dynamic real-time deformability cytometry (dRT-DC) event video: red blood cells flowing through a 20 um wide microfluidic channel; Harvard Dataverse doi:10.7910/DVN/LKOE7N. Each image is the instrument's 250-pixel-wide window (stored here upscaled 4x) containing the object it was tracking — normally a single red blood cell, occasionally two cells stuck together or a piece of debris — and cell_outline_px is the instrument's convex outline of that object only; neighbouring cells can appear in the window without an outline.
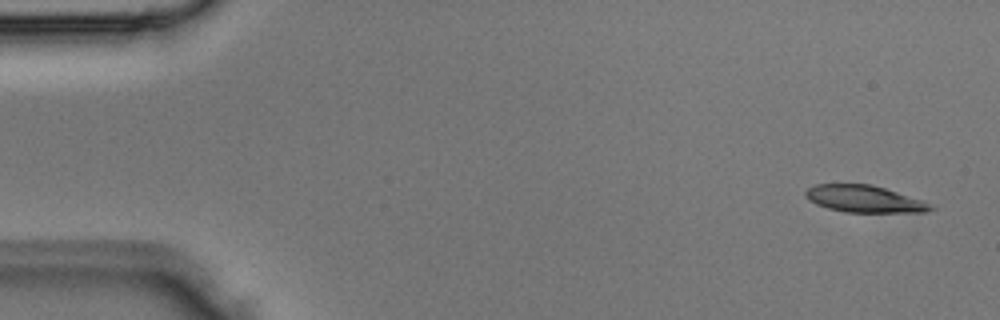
{"species": "Egyptian fruit bat (a non-hibernating species)", "species_latin": "Rousettus aegyptiacus", "temperature_condition": "room temperature", "stored_images_in_passage": 4, "camera_frame_rate_fps": 3000, "um_per_image_px": 0.085, "animal": {"sex": "male"}, "frame": {"image": 1, "passage_image": 1, "time_ms": 0.0, "image_size_px": [1000, 320], "cell_outline_px": [[936, 208], [928, 212], [844, 212], [828, 208], [816, 204], [808, 200], [804, 196], [804, 192], [808, 188], [816, 184], [872, 184], [924, 200]], "centroid_in_image_um": [73.47, 16.91], "position_along_channel_um": 11.5, "area_um2": 19.83}}